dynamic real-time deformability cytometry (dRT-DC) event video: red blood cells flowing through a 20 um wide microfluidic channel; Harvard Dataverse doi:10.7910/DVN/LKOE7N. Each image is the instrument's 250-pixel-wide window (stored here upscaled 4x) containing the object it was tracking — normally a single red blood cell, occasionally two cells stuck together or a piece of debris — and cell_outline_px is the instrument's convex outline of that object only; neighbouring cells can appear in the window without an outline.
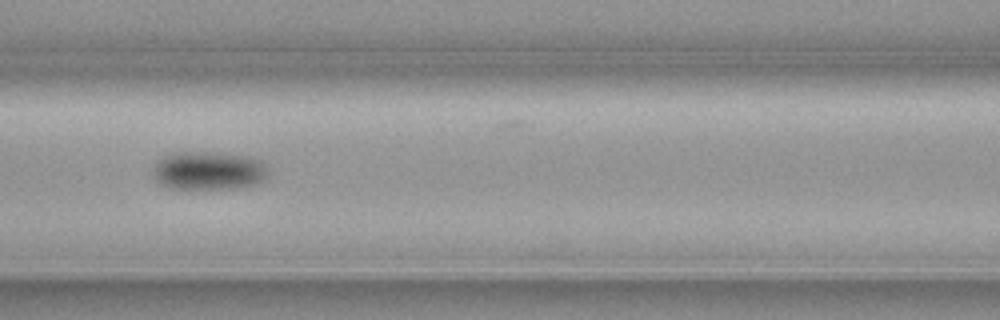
{"species": "common noctule bat (a hibernating species)", "species_latin": "Nyctalus noctula", "temperature_condition": "cold", "stored_images_in_passage": 6, "camera_frame_rate_fps": 3000, "um_per_image_px": 0.085, "animal": {"sex": "female", "body_mass_g": 19.3, "forearm_length_mm": 54.1}, "frame": {"image": 1, "passage_image": 4, "time_ms": 1.0, "image_size_px": [1000, 320], "cell_outline_px": [[268, 176], [264, 180], [256, 184], [244, 188], [168, 188], [160, 184], [152, 176], [152, 168], [164, 156], [180, 152], [220, 152], [248, 156], [264, 160], [268, 168]], "centroid_in_image_um": [17.79, 14.5], "position_along_channel_um": 148.8, "area_um2": 26.24}}